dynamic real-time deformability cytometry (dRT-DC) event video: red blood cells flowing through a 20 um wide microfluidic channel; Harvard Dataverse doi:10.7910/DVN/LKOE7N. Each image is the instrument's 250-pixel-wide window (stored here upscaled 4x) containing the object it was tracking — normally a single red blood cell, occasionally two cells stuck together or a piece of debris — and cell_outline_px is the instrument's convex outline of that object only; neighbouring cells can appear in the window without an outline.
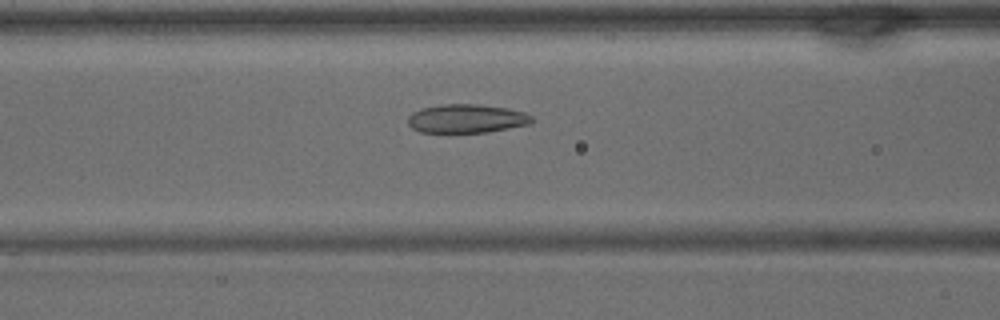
{"species": "common noctule bat (a hibernating species)", "species_latin": "Nyctalus noctula", "temperature_condition": "warm", "stored_images_in_passage": 39, "camera_frame_rate_fps": 3000, "um_per_image_px": 0.085, "animal": {"sex": "male", "body_mass_g": 15.6}, "frame": {"image": 1, "passage_image": 15, "time_ms": 4.667, "image_size_px": [1000, 320], "cell_outline_px": [[536, 120], [528, 124], [488, 132], [420, 132], [412, 128], [408, 124], [408, 116], [412, 112], [420, 108], [444, 104], [476, 104], [508, 108], [524, 112], [532, 116]], "centroid_in_image_um": [39.65, 10.07], "position_along_channel_um": 126.9, "area_um2": 20.75}}
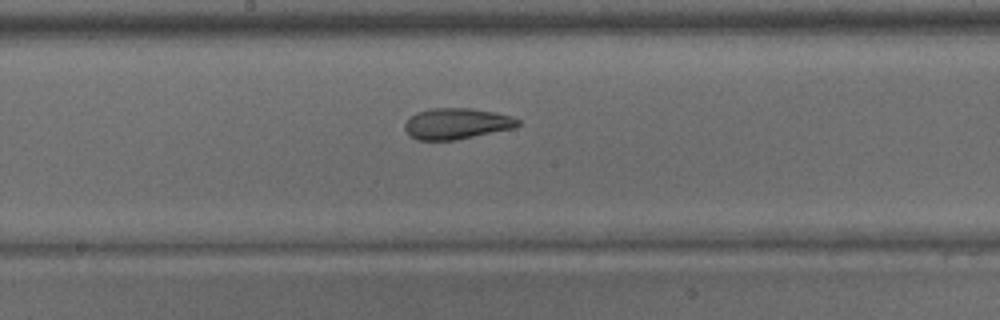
{"frame": {"image": 2, "passage_image": 20, "time_ms": 6.333, "image_size_px": [1000, 320], "cell_outline_px": [[520, 124], [516, 128], [456, 140], [416, 140], [408, 136], [404, 128], [404, 124], [416, 112], [432, 108], [472, 108], [496, 112], [512, 116], [520, 120]], "centroid_in_image_um": [38.83, 10.51], "position_along_channel_um": 209.4, "area_um2": 20.75}}
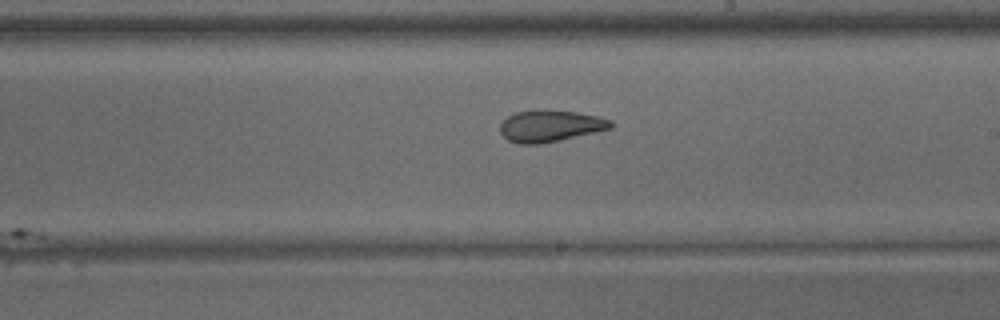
{"frame": {"image": 3, "passage_image": 22, "time_ms": 7.0, "image_size_px": [1000, 320], "cell_outline_px": [[612, 128], [560, 140], [540, 144], [520, 144], [508, 140], [500, 132], [500, 124], [508, 116], [516, 112], [536, 108], [544, 108], [576, 112], [596, 116], [612, 120]], "centroid_in_image_um": [46.74, 10.68], "position_along_channel_um": 242.3, "area_um2": 20.63}}